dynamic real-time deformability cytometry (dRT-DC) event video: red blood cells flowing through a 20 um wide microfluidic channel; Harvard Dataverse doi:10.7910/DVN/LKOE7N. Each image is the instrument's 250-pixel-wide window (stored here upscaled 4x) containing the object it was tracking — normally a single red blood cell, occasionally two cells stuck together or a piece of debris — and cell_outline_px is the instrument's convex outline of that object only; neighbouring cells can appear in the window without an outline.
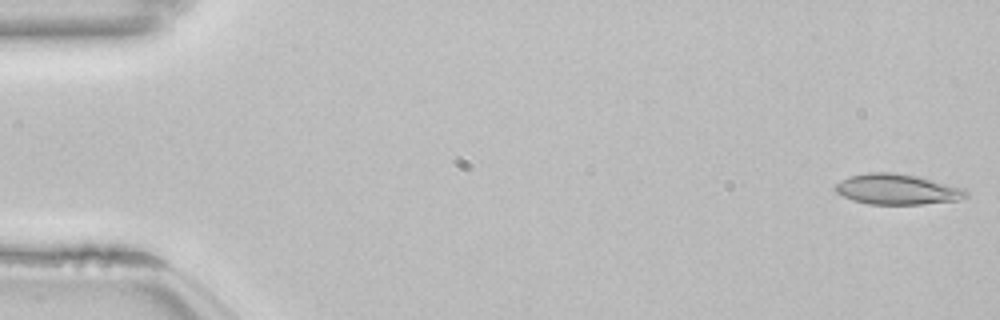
{"species": "common noctule bat (a hibernating species)", "species_latin": "Nyctalus noctula", "temperature_condition": "room temperature", "stored_images_in_passage": 14, "camera_frame_rate_fps": 3000, "um_per_image_px": 0.085, "animal": {"sex": "female", "body_mass_g": 22.7, "forearm_length_mm": 54.2}, "frame": {"image": 1, "passage_image": 1, "time_ms": 0.0, "image_size_px": [1000, 320], "cell_outline_px": [[968, 196], [956, 200], [920, 204], [868, 204], [852, 200], [836, 192], [832, 188], [840, 180], [848, 176], [868, 172], [896, 172], [920, 176], [964, 188], [968, 192]], "centroid_in_image_um": [76.23, 16.07], "position_along_channel_um": 8.8, "area_um2": 23.47}}